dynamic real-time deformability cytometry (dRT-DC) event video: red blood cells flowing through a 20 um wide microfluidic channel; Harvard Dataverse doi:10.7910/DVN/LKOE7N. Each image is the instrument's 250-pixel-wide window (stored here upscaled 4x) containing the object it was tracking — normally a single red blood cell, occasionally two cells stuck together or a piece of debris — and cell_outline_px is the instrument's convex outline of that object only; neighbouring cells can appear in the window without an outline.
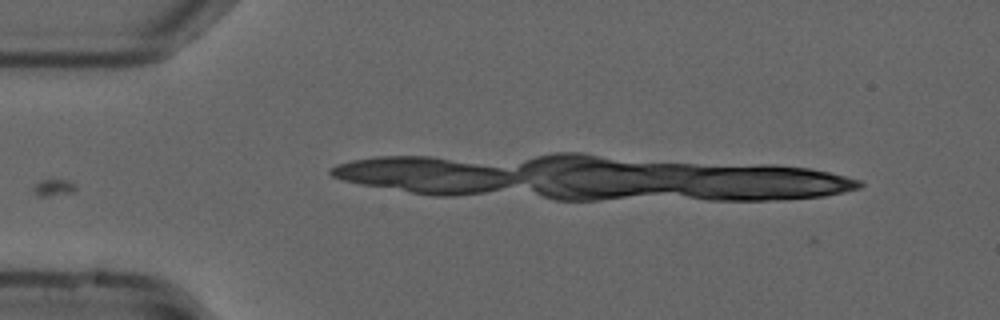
{"species": "common noctule bat (a hibernating species)", "species_latin": "Nyctalus noctula", "temperature_condition": "cold", "stored_images_in_passage": 2, "camera_frame_rate_fps": 3000, "um_per_image_px": 0.085, "animal": {"sex": "male", "forearm_length_mm": 52.5}, "frame": {"image": 1, "passage_image": 2, "time_ms": 0.333, "image_size_px": [1000, 320], "cell_outline_px": [[852, 184], [828, 192], [808, 196], [720, 196], [700, 172], [704, 168], [792, 168], [816, 172], [832, 176]], "centroid_in_image_um": [65.47, 15.47], "position_along_channel_um": 19.5, "area_um2": 24.51}}